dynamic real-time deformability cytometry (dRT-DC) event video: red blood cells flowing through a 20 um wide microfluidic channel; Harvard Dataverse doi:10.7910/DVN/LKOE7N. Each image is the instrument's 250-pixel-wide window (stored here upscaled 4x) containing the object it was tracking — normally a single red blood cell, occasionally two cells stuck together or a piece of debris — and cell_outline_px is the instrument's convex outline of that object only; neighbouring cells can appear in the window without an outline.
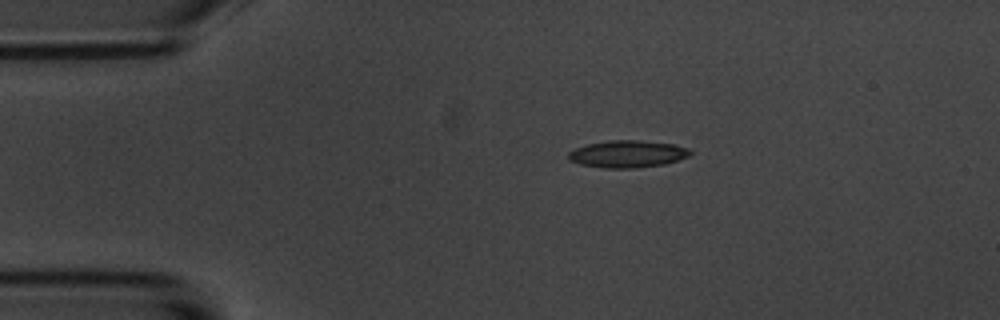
{"species": "common noctule bat (a hibernating species)", "species_latin": "Nyctalus noctula", "temperature_condition": "room temperature", "stored_images_in_passage": 44, "camera_frame_rate_fps": 3000, "um_per_image_px": 0.085, "animal": {"sex": "male", "body_mass_g": 20.1, "forearm_length_mm": 53.5}, "frame": {"image": 1, "passage_image": 1, "time_ms": 0.0, "image_size_px": [1000, 320], "cell_outline_px": [[692, 152], [688, 156], [664, 164], [632, 168], [604, 168], [580, 164], [568, 160], [568, 152], [576, 148], [588, 144], [608, 140], [636, 140], [672, 144], [688, 148]], "centroid_in_image_um": [53.3, 13.09], "position_along_channel_um": 31.7, "area_um2": 19.07}}
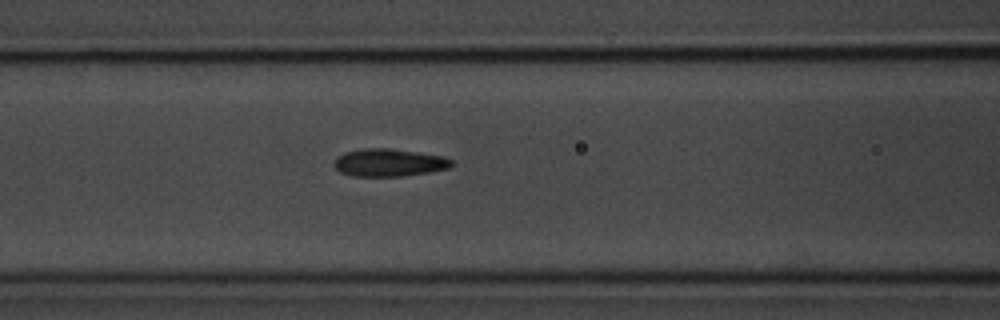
{"frame": {"image": 2, "passage_image": 13, "time_ms": 4.0, "image_size_px": [1000, 320], "cell_outline_px": [[456, 164], [448, 168], [428, 172], [400, 176], [352, 176], [340, 172], [332, 164], [336, 156], [344, 152], [360, 148], [388, 148], [444, 156], [452, 160]], "centroid_in_image_um": [33.03, 13.81], "position_along_channel_um": 133.6, "area_um2": 19.07}}
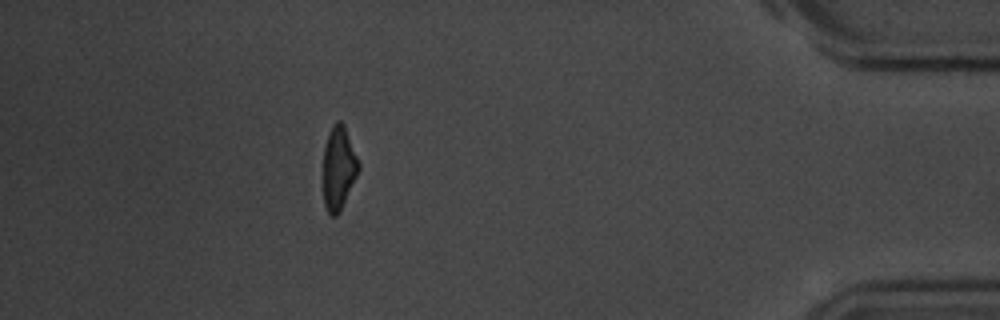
{"frame": {"image": 3, "passage_image": 40, "time_ms": 13.0, "image_size_px": [1000, 320], "cell_outline_px": [[360, 168], [340, 212], [336, 216], [332, 216], [328, 212], [324, 204], [324, 148], [328, 132], [332, 124], [336, 120], [340, 120], [344, 124], [360, 164]], "centroid_in_image_um": [28.79, 14.25], "position_along_channel_um": 406.4, "area_um2": 17.17}}